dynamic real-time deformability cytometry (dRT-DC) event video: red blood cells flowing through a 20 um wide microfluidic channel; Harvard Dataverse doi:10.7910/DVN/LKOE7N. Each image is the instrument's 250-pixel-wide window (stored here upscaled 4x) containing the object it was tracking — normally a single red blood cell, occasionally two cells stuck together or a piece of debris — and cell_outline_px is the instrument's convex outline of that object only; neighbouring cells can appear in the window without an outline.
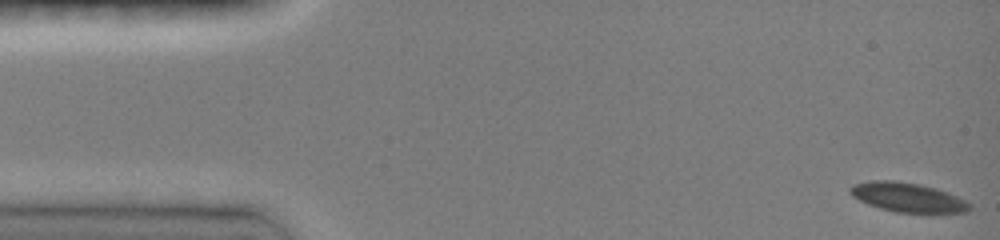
{"species": "common noctule bat (a hibernating species)", "species_latin": "Nyctalus noctula", "temperature_condition": "room temperature", "stored_images_in_passage": 13, "camera_frame_rate_fps": 3000, "um_per_image_px": 0.085, "animal": {"sex": "female", "body_mass_g": 19.0, "forearm_length_mm": 51.5}, "frame": {"image": 1, "passage_image": 1, "time_ms": 0.0, "image_size_px": [1000, 240], "cell_outline_px": [[972, 208], [968, 212], [892, 212], [868, 204], [852, 196], [848, 192], [848, 188], [852, 184], [868, 180], [892, 180], [920, 184], [936, 188], [948, 192], [972, 204]], "centroid_in_image_um": [77.11, 16.76], "position_along_channel_um": 7.9, "area_um2": 20.52}}
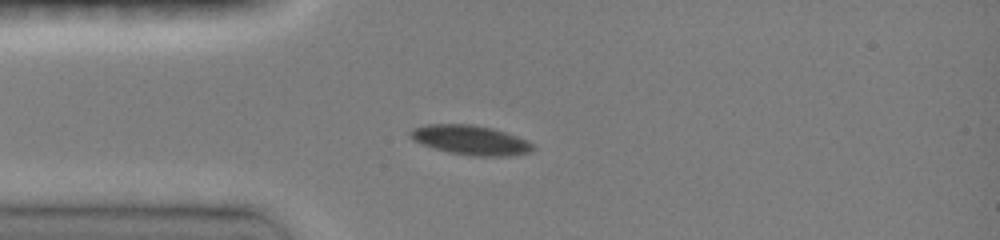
{"frame": {"image": 2, "passage_image": 7, "time_ms": 3.667, "image_size_px": [1000, 240], "cell_outline_px": [[532, 152], [508, 156], [472, 156], [448, 152], [412, 140], [408, 132], [412, 128], [428, 124], [472, 124], [492, 128], [516, 136], [532, 144]], "centroid_in_image_um": [39.96, 11.9], "position_along_channel_um": 45.0, "area_um2": 20.87}}
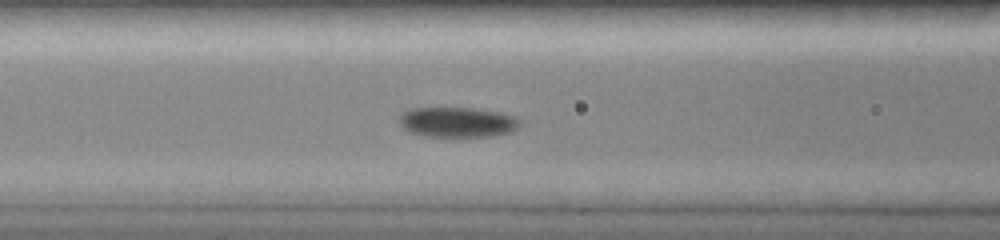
{"frame": {"image": 3, "passage_image": 11, "time_ms": 6.0, "image_size_px": [1000, 240], "cell_outline_px": [[520, 124], [512, 132], [492, 136], [424, 136], [408, 132], [400, 124], [400, 112], [408, 108], [476, 108], [500, 112], [516, 116], [520, 120]], "centroid_in_image_um": [38.87, 10.37], "position_along_channel_um": 127.7, "area_um2": 21.39}}